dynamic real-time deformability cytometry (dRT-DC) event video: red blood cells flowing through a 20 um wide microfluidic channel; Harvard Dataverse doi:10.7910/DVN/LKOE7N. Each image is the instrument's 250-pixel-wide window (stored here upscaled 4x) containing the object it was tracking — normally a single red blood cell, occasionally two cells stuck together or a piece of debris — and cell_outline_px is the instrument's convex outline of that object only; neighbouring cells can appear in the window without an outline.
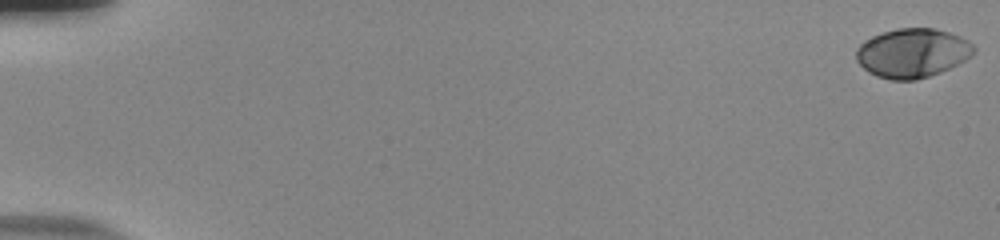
{"species": "human", "species_latin": "Homo sapiens", "temperature_condition": "room temperature", "stored_images_in_passage": 55, "camera_frame_rate_fps": 3000, "um_per_image_px": 0.085, "donor": {"sex": "male"}, "frame": {"image": 1, "passage_image": 1, "time_ms": 0.0, "image_size_px": [1000, 240], "cell_outline_px": [[976, 48], [964, 60], [940, 72], [916, 80], [888, 80], [876, 76], [868, 72], [856, 60], [856, 48], [864, 40], [880, 32], [896, 28], [936, 28], [960, 36], [968, 40]], "centroid_in_image_um": [77.5, 4.49], "position_along_channel_um": 7.5, "area_um2": 33.7}}
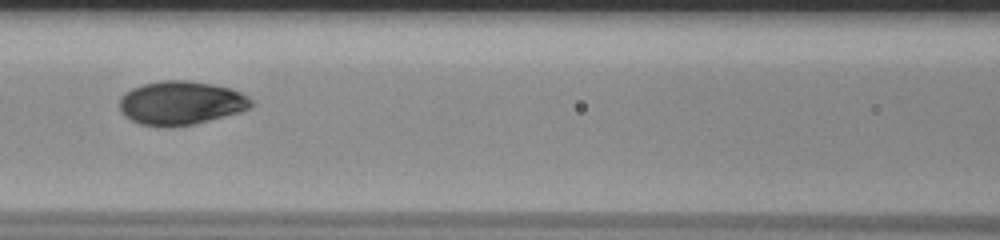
{"frame": {"image": 2, "passage_image": 27, "time_ms": 8.667, "image_size_px": [1000, 240], "cell_outline_px": [[252, 104], [248, 108], [240, 112], [192, 124], [140, 124], [124, 116], [120, 112], [120, 96], [124, 92], [132, 88], [144, 84], [160, 80], [188, 80], [212, 84], [228, 88], [240, 92], [248, 96], [252, 100]], "centroid_in_image_um": [15.36, 8.71], "position_along_channel_um": 151.2, "area_um2": 32.83}}
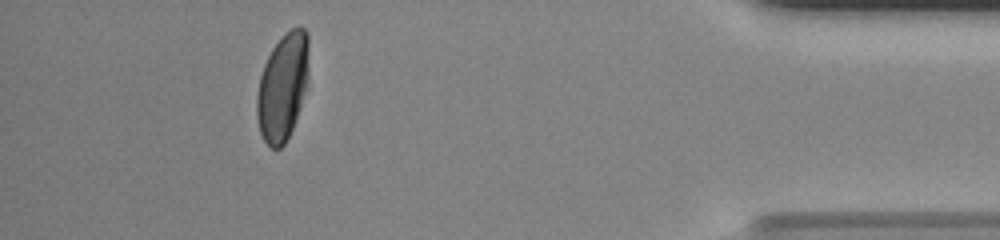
{"frame": {"image": 3, "passage_image": 51, "time_ms": 16.667, "image_size_px": [1000, 240], "cell_outline_px": [[308, 76], [300, 104], [292, 128], [284, 144], [280, 148], [272, 148], [264, 140], [260, 132], [256, 116], [256, 96], [260, 76], [264, 64], [272, 48], [284, 32], [300, 24], [304, 28], [308, 36]], "centroid_in_image_um": [24.01, 7.33], "position_along_channel_um": 411.2, "area_um2": 32.25}, "authors_computed_cell_mechanics": {"area_um2": 33.0038, "velocity_mm_per_s": 3.83, "shape_relaxation_time_tau1_ms": 3.1547, "shape_relaxation_time_tau2_ms": null, "deformation_change_tau1": 0.1721, "deformation_change_tau2": null}}